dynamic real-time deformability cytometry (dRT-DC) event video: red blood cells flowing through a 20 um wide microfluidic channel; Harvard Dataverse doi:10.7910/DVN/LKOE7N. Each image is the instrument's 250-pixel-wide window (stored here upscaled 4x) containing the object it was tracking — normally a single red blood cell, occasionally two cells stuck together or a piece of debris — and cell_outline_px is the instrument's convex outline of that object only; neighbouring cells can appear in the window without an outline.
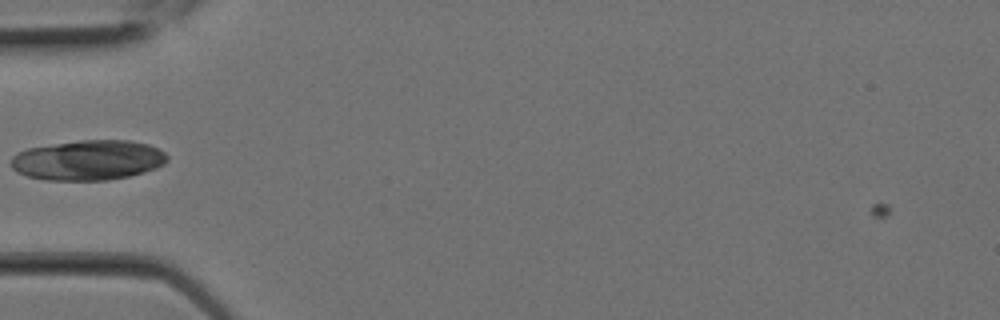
{"species": "Egyptian fruit bat (a non-hibernating species)", "species_latin": "Rousettus aegyptiacus", "temperature_condition": "room temperature", "stored_images_in_passage": 14, "camera_frame_rate_fps": 3000, "um_per_image_px": 0.085, "animal": {"sex": "female"}, "frame": {"image": 1, "passage_image": 1, "time_ms": 0.0, "image_size_px": [1000, 320], "cell_outline_px": [[168, 160], [164, 164], [156, 168], [128, 176], [108, 180], [48, 180], [28, 176], [16, 172], [12, 168], [12, 156], [16, 152], [28, 148], [80, 140], [128, 140], [148, 144], [164, 152], [168, 156]], "centroid_in_image_um": [7.49, 13.61], "position_along_channel_um": 77.5, "area_um2": 36.36}}
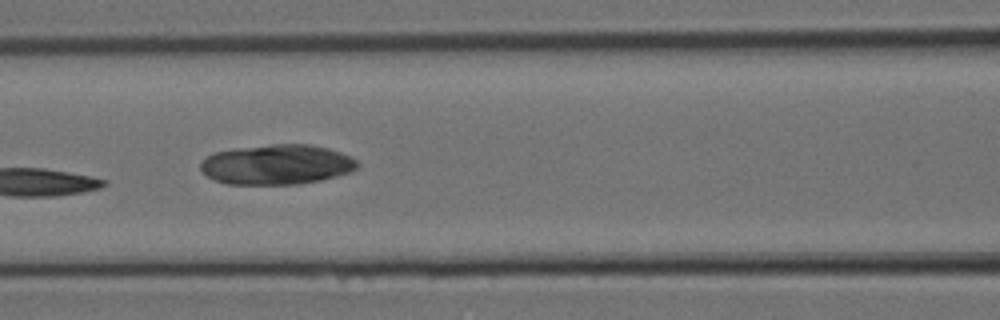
{"frame": {"image": 2, "passage_image": 3, "time_ms": 0.667, "image_size_px": [1000, 320], "cell_outline_px": [[360, 164], [352, 172], [320, 180], [296, 184], [228, 184], [216, 180], [208, 176], [200, 168], [200, 164], [208, 156], [216, 152], [236, 148], [272, 144], [312, 144], [328, 148], [340, 152], [356, 160]], "centroid_in_image_um": [23.56, 13.98], "position_along_channel_um": 143.0, "area_um2": 36.36}}